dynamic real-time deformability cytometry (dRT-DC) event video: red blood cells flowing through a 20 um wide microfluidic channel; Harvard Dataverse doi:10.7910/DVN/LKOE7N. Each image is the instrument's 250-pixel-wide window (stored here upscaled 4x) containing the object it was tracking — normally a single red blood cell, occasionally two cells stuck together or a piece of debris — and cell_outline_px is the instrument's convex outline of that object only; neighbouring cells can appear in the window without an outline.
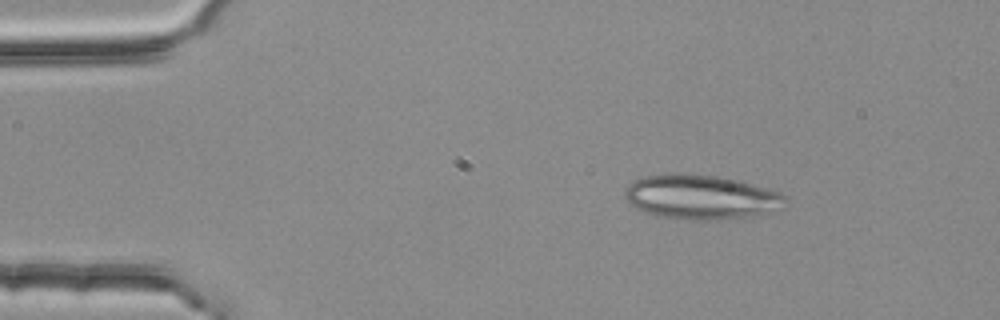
{"species": "common noctule bat (a hibernating species)", "species_latin": "Nyctalus noctula", "temperature_condition": "room temperature", "stored_images_in_passage": 2, "camera_frame_rate_fps": 3000, "um_per_image_px": 0.085, "animal": {"sex": "female", "body_mass_g": 25.1}, "frame": {"image": 1, "passage_image": 1, "time_ms": 0.0, "image_size_px": [1000, 320], "cell_outline_px": [[788, 196], [768, 212], [748, 216], [708, 220], [660, 216], [644, 212], [628, 204], [624, 196], [628, 184], [644, 176], [672, 172], [684, 172], [716, 176], [736, 180], [752, 184], [780, 192]], "centroid_in_image_um": [59.47, 16.71], "position_along_channel_um": 25.5, "area_um2": 40.92}}